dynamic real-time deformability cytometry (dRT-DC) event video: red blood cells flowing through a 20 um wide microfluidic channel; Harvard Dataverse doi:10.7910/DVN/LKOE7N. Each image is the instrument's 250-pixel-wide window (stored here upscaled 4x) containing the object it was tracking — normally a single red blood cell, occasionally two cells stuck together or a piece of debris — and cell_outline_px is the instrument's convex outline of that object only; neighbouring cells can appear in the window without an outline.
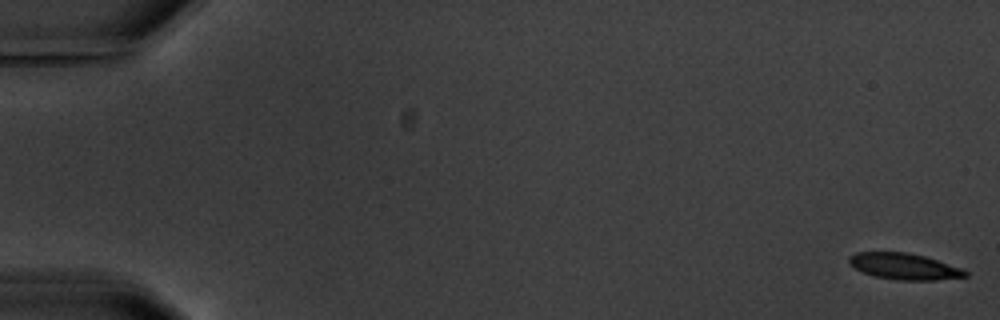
{"species": "common noctule bat (a hibernating species)", "species_latin": "Nyctalus noctula", "temperature_condition": "warm", "stored_images_in_passage": 6, "segment_of_instrument_passage": [1, 2], "camera_frame_rate_fps": 3000, "um_per_image_px": 0.085, "animal": {"sex": "male", "body_mass_g": 20.1, "forearm_length_mm": 53.5}, "frame": {"image": 1, "passage_image": 1, "time_ms": 0.0, "image_size_px": [1000, 320], "cell_outline_px": [[968, 276], [936, 280], [900, 280], [876, 276], [864, 272], [848, 264], [848, 256], [856, 252], [908, 252], [924, 256], [960, 268], [968, 272]], "centroid_in_image_um": [76.83, 22.63], "position_along_channel_um": 8.2, "area_um2": 17.57}}